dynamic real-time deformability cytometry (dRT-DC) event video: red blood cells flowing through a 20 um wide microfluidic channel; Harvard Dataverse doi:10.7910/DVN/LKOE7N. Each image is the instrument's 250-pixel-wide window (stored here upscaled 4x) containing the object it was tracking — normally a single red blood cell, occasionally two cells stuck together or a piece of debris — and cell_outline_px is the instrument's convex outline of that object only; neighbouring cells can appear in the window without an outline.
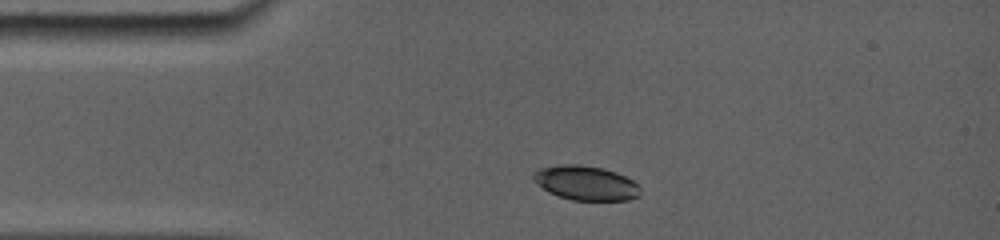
{"species": "common noctule bat (a hibernating species)", "species_latin": "Nyctalus noctula", "temperature_condition": "room temperature", "stored_images_in_passage": 3, "camera_frame_rate_fps": 5000, "um_per_image_px": 0.085, "animal": {"sex": "female", "body_mass_g": 19.0, "forearm_length_mm": 56.7}, "frame": {"image": 1, "passage_image": 2, "time_ms": 1.2, "image_size_px": [1000, 240], "cell_outline_px": [[640, 196], [628, 200], [572, 200], [548, 192], [532, 180], [532, 176], [540, 168], [568, 164], [576, 164], [600, 168], [616, 172], [632, 180], [640, 188]], "centroid_in_image_um": [49.8, 15.57], "position_along_channel_um": 35.2, "area_um2": 21.15}}